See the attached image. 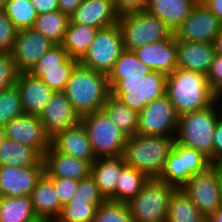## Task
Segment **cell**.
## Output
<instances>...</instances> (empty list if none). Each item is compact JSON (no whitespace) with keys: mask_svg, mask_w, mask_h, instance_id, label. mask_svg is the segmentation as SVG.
<instances>
[{"mask_svg":"<svg viewBox=\"0 0 222 222\" xmlns=\"http://www.w3.org/2000/svg\"><path fill=\"white\" fill-rule=\"evenodd\" d=\"M166 96L179 116L215 103V92L211 89L206 74L181 68L167 75Z\"/></svg>","mask_w":222,"mask_h":222,"instance_id":"1","label":"cell"},{"mask_svg":"<svg viewBox=\"0 0 222 222\" xmlns=\"http://www.w3.org/2000/svg\"><path fill=\"white\" fill-rule=\"evenodd\" d=\"M79 116L101 111L111 95L108 77L78 63L63 91Z\"/></svg>","mask_w":222,"mask_h":222,"instance_id":"2","label":"cell"},{"mask_svg":"<svg viewBox=\"0 0 222 222\" xmlns=\"http://www.w3.org/2000/svg\"><path fill=\"white\" fill-rule=\"evenodd\" d=\"M174 142L175 136H129L123 154L125 164L136 168L148 178H158Z\"/></svg>","mask_w":222,"mask_h":222,"instance_id":"3","label":"cell"},{"mask_svg":"<svg viewBox=\"0 0 222 222\" xmlns=\"http://www.w3.org/2000/svg\"><path fill=\"white\" fill-rule=\"evenodd\" d=\"M216 102L210 107L179 116L175 142L203 153L213 161V137L220 118Z\"/></svg>","mask_w":222,"mask_h":222,"instance_id":"4","label":"cell"},{"mask_svg":"<svg viewBox=\"0 0 222 222\" xmlns=\"http://www.w3.org/2000/svg\"><path fill=\"white\" fill-rule=\"evenodd\" d=\"M176 188L149 178L141 191L127 202L133 222H166L169 201Z\"/></svg>","mask_w":222,"mask_h":222,"instance_id":"5","label":"cell"},{"mask_svg":"<svg viewBox=\"0 0 222 222\" xmlns=\"http://www.w3.org/2000/svg\"><path fill=\"white\" fill-rule=\"evenodd\" d=\"M124 49H135L170 38L173 32L159 18L147 11L128 13L119 16Z\"/></svg>","mask_w":222,"mask_h":222,"instance_id":"6","label":"cell"},{"mask_svg":"<svg viewBox=\"0 0 222 222\" xmlns=\"http://www.w3.org/2000/svg\"><path fill=\"white\" fill-rule=\"evenodd\" d=\"M80 122L86 129L96 159L123 156L127 136L103 110L81 116Z\"/></svg>","mask_w":222,"mask_h":222,"instance_id":"7","label":"cell"},{"mask_svg":"<svg viewBox=\"0 0 222 222\" xmlns=\"http://www.w3.org/2000/svg\"><path fill=\"white\" fill-rule=\"evenodd\" d=\"M166 82V74L150 71L144 79L120 80L111 95L139 114L147 104L166 95Z\"/></svg>","mask_w":222,"mask_h":222,"instance_id":"8","label":"cell"},{"mask_svg":"<svg viewBox=\"0 0 222 222\" xmlns=\"http://www.w3.org/2000/svg\"><path fill=\"white\" fill-rule=\"evenodd\" d=\"M211 161L203 153L174 142L159 180L182 189L195 174L206 170Z\"/></svg>","mask_w":222,"mask_h":222,"instance_id":"9","label":"cell"},{"mask_svg":"<svg viewBox=\"0 0 222 222\" xmlns=\"http://www.w3.org/2000/svg\"><path fill=\"white\" fill-rule=\"evenodd\" d=\"M124 50L121 28L116 23L98 29L92 44L79 63L108 75Z\"/></svg>","mask_w":222,"mask_h":222,"instance_id":"10","label":"cell"},{"mask_svg":"<svg viewBox=\"0 0 222 222\" xmlns=\"http://www.w3.org/2000/svg\"><path fill=\"white\" fill-rule=\"evenodd\" d=\"M79 60L69 57L61 44H55L27 72L40 78L52 90L64 91L70 75Z\"/></svg>","mask_w":222,"mask_h":222,"instance_id":"11","label":"cell"},{"mask_svg":"<svg viewBox=\"0 0 222 222\" xmlns=\"http://www.w3.org/2000/svg\"><path fill=\"white\" fill-rule=\"evenodd\" d=\"M182 190L205 217H211L222 205V184L211 165L193 175Z\"/></svg>","mask_w":222,"mask_h":222,"instance_id":"12","label":"cell"},{"mask_svg":"<svg viewBox=\"0 0 222 222\" xmlns=\"http://www.w3.org/2000/svg\"><path fill=\"white\" fill-rule=\"evenodd\" d=\"M179 115L169 98L163 97L147 104L138 114L139 135L175 136Z\"/></svg>","mask_w":222,"mask_h":222,"instance_id":"13","label":"cell"},{"mask_svg":"<svg viewBox=\"0 0 222 222\" xmlns=\"http://www.w3.org/2000/svg\"><path fill=\"white\" fill-rule=\"evenodd\" d=\"M222 30V23L199 0L174 33L177 40L213 43Z\"/></svg>","mask_w":222,"mask_h":222,"instance_id":"14","label":"cell"},{"mask_svg":"<svg viewBox=\"0 0 222 222\" xmlns=\"http://www.w3.org/2000/svg\"><path fill=\"white\" fill-rule=\"evenodd\" d=\"M4 137L34 148L42 157L51 145L43 124L36 115L21 114L2 128Z\"/></svg>","mask_w":222,"mask_h":222,"instance_id":"15","label":"cell"},{"mask_svg":"<svg viewBox=\"0 0 222 222\" xmlns=\"http://www.w3.org/2000/svg\"><path fill=\"white\" fill-rule=\"evenodd\" d=\"M55 44L33 28L18 30L11 52L19 72H28Z\"/></svg>","mask_w":222,"mask_h":222,"instance_id":"16","label":"cell"},{"mask_svg":"<svg viewBox=\"0 0 222 222\" xmlns=\"http://www.w3.org/2000/svg\"><path fill=\"white\" fill-rule=\"evenodd\" d=\"M39 118L43 124L45 133L53 138L58 132L75 126L81 121V117L74 110L63 91L54 92L49 102L44 107Z\"/></svg>","mask_w":222,"mask_h":222,"instance_id":"17","label":"cell"},{"mask_svg":"<svg viewBox=\"0 0 222 222\" xmlns=\"http://www.w3.org/2000/svg\"><path fill=\"white\" fill-rule=\"evenodd\" d=\"M44 166H0V195L4 197L31 196Z\"/></svg>","mask_w":222,"mask_h":222,"instance_id":"18","label":"cell"},{"mask_svg":"<svg viewBox=\"0 0 222 222\" xmlns=\"http://www.w3.org/2000/svg\"><path fill=\"white\" fill-rule=\"evenodd\" d=\"M133 52L152 71L168 75L177 69V39L174 34L166 40L147 44Z\"/></svg>","mask_w":222,"mask_h":222,"instance_id":"19","label":"cell"},{"mask_svg":"<svg viewBox=\"0 0 222 222\" xmlns=\"http://www.w3.org/2000/svg\"><path fill=\"white\" fill-rule=\"evenodd\" d=\"M44 173L49 178H69L77 181L90 176L91 164L57 151L52 145L43 155Z\"/></svg>","mask_w":222,"mask_h":222,"instance_id":"20","label":"cell"},{"mask_svg":"<svg viewBox=\"0 0 222 222\" xmlns=\"http://www.w3.org/2000/svg\"><path fill=\"white\" fill-rule=\"evenodd\" d=\"M119 15L115 9V1L84 0L72 13L70 21L102 29L118 23Z\"/></svg>","mask_w":222,"mask_h":222,"instance_id":"21","label":"cell"},{"mask_svg":"<svg viewBox=\"0 0 222 222\" xmlns=\"http://www.w3.org/2000/svg\"><path fill=\"white\" fill-rule=\"evenodd\" d=\"M51 145L63 154L88 161L90 164L96 160L86 129L81 122L58 132L51 138Z\"/></svg>","mask_w":222,"mask_h":222,"instance_id":"22","label":"cell"},{"mask_svg":"<svg viewBox=\"0 0 222 222\" xmlns=\"http://www.w3.org/2000/svg\"><path fill=\"white\" fill-rule=\"evenodd\" d=\"M24 114L39 116L54 94L46 83L27 72H20L16 80Z\"/></svg>","mask_w":222,"mask_h":222,"instance_id":"23","label":"cell"},{"mask_svg":"<svg viewBox=\"0 0 222 222\" xmlns=\"http://www.w3.org/2000/svg\"><path fill=\"white\" fill-rule=\"evenodd\" d=\"M177 68L207 75L216 55L212 43L177 40Z\"/></svg>","mask_w":222,"mask_h":222,"instance_id":"24","label":"cell"},{"mask_svg":"<svg viewBox=\"0 0 222 222\" xmlns=\"http://www.w3.org/2000/svg\"><path fill=\"white\" fill-rule=\"evenodd\" d=\"M125 165L123 156L97 158L91 164L90 176L106 200L116 201L117 180Z\"/></svg>","mask_w":222,"mask_h":222,"instance_id":"25","label":"cell"},{"mask_svg":"<svg viewBox=\"0 0 222 222\" xmlns=\"http://www.w3.org/2000/svg\"><path fill=\"white\" fill-rule=\"evenodd\" d=\"M31 200L37 217L54 221L60 217L63 206L56 195L53 181L45 173L37 181L31 194Z\"/></svg>","mask_w":222,"mask_h":222,"instance_id":"26","label":"cell"},{"mask_svg":"<svg viewBox=\"0 0 222 222\" xmlns=\"http://www.w3.org/2000/svg\"><path fill=\"white\" fill-rule=\"evenodd\" d=\"M198 1L199 0H149L146 11L162 20L174 34Z\"/></svg>","mask_w":222,"mask_h":222,"instance_id":"27","label":"cell"},{"mask_svg":"<svg viewBox=\"0 0 222 222\" xmlns=\"http://www.w3.org/2000/svg\"><path fill=\"white\" fill-rule=\"evenodd\" d=\"M0 166H44V163L34 148L4 137L0 146Z\"/></svg>","mask_w":222,"mask_h":222,"instance_id":"28","label":"cell"},{"mask_svg":"<svg viewBox=\"0 0 222 222\" xmlns=\"http://www.w3.org/2000/svg\"><path fill=\"white\" fill-rule=\"evenodd\" d=\"M152 71L133 51L124 50L107 75L110 90L123 79H144Z\"/></svg>","mask_w":222,"mask_h":222,"instance_id":"29","label":"cell"},{"mask_svg":"<svg viewBox=\"0 0 222 222\" xmlns=\"http://www.w3.org/2000/svg\"><path fill=\"white\" fill-rule=\"evenodd\" d=\"M98 28L74 24L70 21L61 45L69 57L80 60L92 44Z\"/></svg>","mask_w":222,"mask_h":222,"instance_id":"30","label":"cell"},{"mask_svg":"<svg viewBox=\"0 0 222 222\" xmlns=\"http://www.w3.org/2000/svg\"><path fill=\"white\" fill-rule=\"evenodd\" d=\"M70 23V16L60 10L37 15L33 29L54 44H61Z\"/></svg>","mask_w":222,"mask_h":222,"instance_id":"31","label":"cell"},{"mask_svg":"<svg viewBox=\"0 0 222 222\" xmlns=\"http://www.w3.org/2000/svg\"><path fill=\"white\" fill-rule=\"evenodd\" d=\"M102 110L127 137L137 134L138 113L124 105L119 99L110 95Z\"/></svg>","mask_w":222,"mask_h":222,"instance_id":"32","label":"cell"},{"mask_svg":"<svg viewBox=\"0 0 222 222\" xmlns=\"http://www.w3.org/2000/svg\"><path fill=\"white\" fill-rule=\"evenodd\" d=\"M36 218L31 196H1L0 222H31Z\"/></svg>","mask_w":222,"mask_h":222,"instance_id":"33","label":"cell"},{"mask_svg":"<svg viewBox=\"0 0 222 222\" xmlns=\"http://www.w3.org/2000/svg\"><path fill=\"white\" fill-rule=\"evenodd\" d=\"M204 218L182 189L172 193L166 222H200Z\"/></svg>","mask_w":222,"mask_h":222,"instance_id":"34","label":"cell"},{"mask_svg":"<svg viewBox=\"0 0 222 222\" xmlns=\"http://www.w3.org/2000/svg\"><path fill=\"white\" fill-rule=\"evenodd\" d=\"M149 178L134 167L125 165L118 176L116 202L127 203L143 188Z\"/></svg>","mask_w":222,"mask_h":222,"instance_id":"35","label":"cell"},{"mask_svg":"<svg viewBox=\"0 0 222 222\" xmlns=\"http://www.w3.org/2000/svg\"><path fill=\"white\" fill-rule=\"evenodd\" d=\"M4 11L18 30L33 28L38 15L30 0H6Z\"/></svg>","mask_w":222,"mask_h":222,"instance_id":"36","label":"cell"},{"mask_svg":"<svg viewBox=\"0 0 222 222\" xmlns=\"http://www.w3.org/2000/svg\"><path fill=\"white\" fill-rule=\"evenodd\" d=\"M101 204H90L89 200L72 198L63 206L56 222H93Z\"/></svg>","mask_w":222,"mask_h":222,"instance_id":"37","label":"cell"},{"mask_svg":"<svg viewBox=\"0 0 222 222\" xmlns=\"http://www.w3.org/2000/svg\"><path fill=\"white\" fill-rule=\"evenodd\" d=\"M24 114L20 92L16 85L0 91V128Z\"/></svg>","mask_w":222,"mask_h":222,"instance_id":"38","label":"cell"},{"mask_svg":"<svg viewBox=\"0 0 222 222\" xmlns=\"http://www.w3.org/2000/svg\"><path fill=\"white\" fill-rule=\"evenodd\" d=\"M93 222H133L127 203L106 200L96 212Z\"/></svg>","mask_w":222,"mask_h":222,"instance_id":"39","label":"cell"},{"mask_svg":"<svg viewBox=\"0 0 222 222\" xmlns=\"http://www.w3.org/2000/svg\"><path fill=\"white\" fill-rule=\"evenodd\" d=\"M19 73L11 53L0 52V91L16 85Z\"/></svg>","mask_w":222,"mask_h":222,"instance_id":"40","label":"cell"},{"mask_svg":"<svg viewBox=\"0 0 222 222\" xmlns=\"http://www.w3.org/2000/svg\"><path fill=\"white\" fill-rule=\"evenodd\" d=\"M18 29L6 15V12L0 11V52L11 53Z\"/></svg>","mask_w":222,"mask_h":222,"instance_id":"41","label":"cell"},{"mask_svg":"<svg viewBox=\"0 0 222 222\" xmlns=\"http://www.w3.org/2000/svg\"><path fill=\"white\" fill-rule=\"evenodd\" d=\"M73 198L89 200L90 204H103L106 201L104 196L99 192V188L91 176L79 181Z\"/></svg>","mask_w":222,"mask_h":222,"instance_id":"42","label":"cell"},{"mask_svg":"<svg viewBox=\"0 0 222 222\" xmlns=\"http://www.w3.org/2000/svg\"><path fill=\"white\" fill-rule=\"evenodd\" d=\"M56 190V195L59 198L60 204L64 206L74 196L77 190L79 181L69 178H50Z\"/></svg>","mask_w":222,"mask_h":222,"instance_id":"43","label":"cell"},{"mask_svg":"<svg viewBox=\"0 0 222 222\" xmlns=\"http://www.w3.org/2000/svg\"><path fill=\"white\" fill-rule=\"evenodd\" d=\"M149 0H115V9L119 16L146 11Z\"/></svg>","mask_w":222,"mask_h":222,"instance_id":"44","label":"cell"},{"mask_svg":"<svg viewBox=\"0 0 222 222\" xmlns=\"http://www.w3.org/2000/svg\"><path fill=\"white\" fill-rule=\"evenodd\" d=\"M206 76L211 89L216 93L222 87V56L215 55Z\"/></svg>","mask_w":222,"mask_h":222,"instance_id":"45","label":"cell"},{"mask_svg":"<svg viewBox=\"0 0 222 222\" xmlns=\"http://www.w3.org/2000/svg\"><path fill=\"white\" fill-rule=\"evenodd\" d=\"M222 159V118L218 119L213 137V161Z\"/></svg>","mask_w":222,"mask_h":222,"instance_id":"46","label":"cell"},{"mask_svg":"<svg viewBox=\"0 0 222 222\" xmlns=\"http://www.w3.org/2000/svg\"><path fill=\"white\" fill-rule=\"evenodd\" d=\"M38 15L59 10L58 0H30Z\"/></svg>","mask_w":222,"mask_h":222,"instance_id":"47","label":"cell"},{"mask_svg":"<svg viewBox=\"0 0 222 222\" xmlns=\"http://www.w3.org/2000/svg\"><path fill=\"white\" fill-rule=\"evenodd\" d=\"M83 1L84 0H58L59 10L71 16Z\"/></svg>","mask_w":222,"mask_h":222,"instance_id":"48","label":"cell"},{"mask_svg":"<svg viewBox=\"0 0 222 222\" xmlns=\"http://www.w3.org/2000/svg\"><path fill=\"white\" fill-rule=\"evenodd\" d=\"M222 23V0H200Z\"/></svg>","mask_w":222,"mask_h":222,"instance_id":"49","label":"cell"},{"mask_svg":"<svg viewBox=\"0 0 222 222\" xmlns=\"http://www.w3.org/2000/svg\"><path fill=\"white\" fill-rule=\"evenodd\" d=\"M212 44L216 55L222 56V30L218 33Z\"/></svg>","mask_w":222,"mask_h":222,"instance_id":"50","label":"cell"},{"mask_svg":"<svg viewBox=\"0 0 222 222\" xmlns=\"http://www.w3.org/2000/svg\"><path fill=\"white\" fill-rule=\"evenodd\" d=\"M211 166L215 170L218 180L222 184V159L212 161Z\"/></svg>","mask_w":222,"mask_h":222,"instance_id":"51","label":"cell"},{"mask_svg":"<svg viewBox=\"0 0 222 222\" xmlns=\"http://www.w3.org/2000/svg\"><path fill=\"white\" fill-rule=\"evenodd\" d=\"M210 218L212 222H222V205L216 210V212Z\"/></svg>","mask_w":222,"mask_h":222,"instance_id":"52","label":"cell"},{"mask_svg":"<svg viewBox=\"0 0 222 222\" xmlns=\"http://www.w3.org/2000/svg\"><path fill=\"white\" fill-rule=\"evenodd\" d=\"M31 222H56V221H54L52 219H48V218H39V217H37L36 219H34Z\"/></svg>","mask_w":222,"mask_h":222,"instance_id":"53","label":"cell"},{"mask_svg":"<svg viewBox=\"0 0 222 222\" xmlns=\"http://www.w3.org/2000/svg\"><path fill=\"white\" fill-rule=\"evenodd\" d=\"M215 102H216V104H218V106H219V104H221V102H222V98H215ZM219 102V103H218ZM222 105H221V107H220V109H219V113H220V117L222 118ZM221 110V111H220Z\"/></svg>","mask_w":222,"mask_h":222,"instance_id":"54","label":"cell"},{"mask_svg":"<svg viewBox=\"0 0 222 222\" xmlns=\"http://www.w3.org/2000/svg\"><path fill=\"white\" fill-rule=\"evenodd\" d=\"M215 98H222V87L215 93Z\"/></svg>","mask_w":222,"mask_h":222,"instance_id":"55","label":"cell"},{"mask_svg":"<svg viewBox=\"0 0 222 222\" xmlns=\"http://www.w3.org/2000/svg\"><path fill=\"white\" fill-rule=\"evenodd\" d=\"M5 3L6 0H0V11H3L5 9Z\"/></svg>","mask_w":222,"mask_h":222,"instance_id":"56","label":"cell"},{"mask_svg":"<svg viewBox=\"0 0 222 222\" xmlns=\"http://www.w3.org/2000/svg\"><path fill=\"white\" fill-rule=\"evenodd\" d=\"M3 139H4L3 130L0 128V146H1Z\"/></svg>","mask_w":222,"mask_h":222,"instance_id":"57","label":"cell"},{"mask_svg":"<svg viewBox=\"0 0 222 222\" xmlns=\"http://www.w3.org/2000/svg\"><path fill=\"white\" fill-rule=\"evenodd\" d=\"M200 222H212L210 217H205L204 219H202Z\"/></svg>","mask_w":222,"mask_h":222,"instance_id":"58","label":"cell"}]
</instances>
